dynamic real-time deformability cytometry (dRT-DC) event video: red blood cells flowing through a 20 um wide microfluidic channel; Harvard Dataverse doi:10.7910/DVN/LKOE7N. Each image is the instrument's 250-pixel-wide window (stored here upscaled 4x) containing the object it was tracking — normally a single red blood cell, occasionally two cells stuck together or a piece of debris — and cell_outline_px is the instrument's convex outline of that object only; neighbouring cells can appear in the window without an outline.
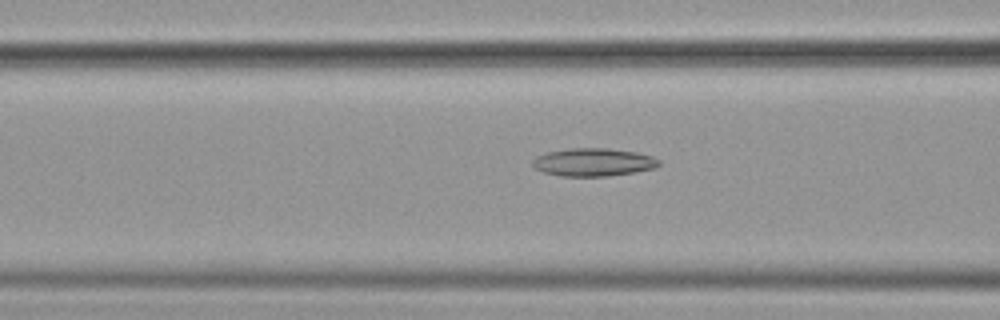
{"species": "common noctule bat (a hibernating species)", "species_latin": "Nyctalus noctula", "temperature_condition": "cold", "stored_images_in_passage": 56, "camera_frame_rate_fps": 3000, "um_per_image_px": 0.085, "animal": {"sex": "female", "body_mass_g": 19.9}, "frame": {"image": 1, "passage_image": 23, "time_ms": 7.333, "image_size_px": [1000, 320], "cell_outline_px": [[660, 164], [656, 168], [608, 176], [560, 176], [544, 172], [536, 168], [532, 164], [532, 160], [536, 156], [548, 152], [568, 148], [608, 148], [636, 152], [652, 156], [660, 160]], "centroid_in_image_um": [50.44, 13.78], "position_along_channel_um": 116.2, "area_um2": 20.58}}
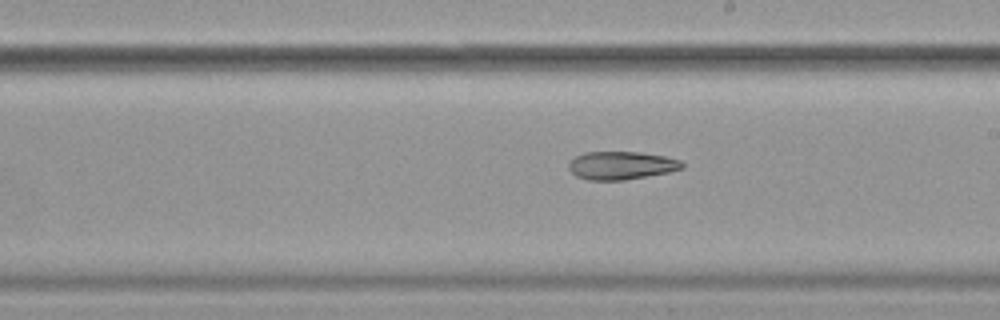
{"frame": {"image": 2, "passage_image": 33, "time_ms": 10.667, "image_size_px": [1000, 320], "cell_outline_px": [[684, 168], [668, 172], [624, 180], [588, 180], [576, 176], [568, 168], [568, 160], [584, 152], [640, 152], [664, 156], [680, 160], [684, 164]], "centroid_in_image_um": [52.78, 14.06], "position_along_channel_um": 236.2, "area_um2": 18.61}}
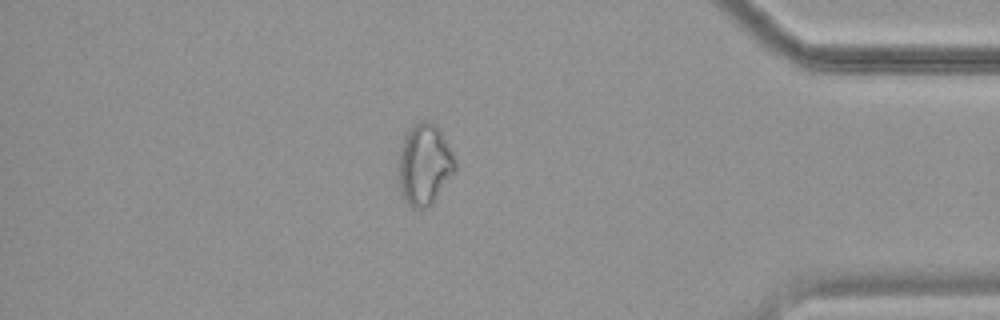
{"frame": {"image": 3, "passage_image": 49, "time_ms": 16.0, "image_size_px": [1000, 320], "cell_outline_px": [[456, 172], [432, 204], [428, 208], [412, 208], [404, 200], [400, 192], [396, 172], [396, 160], [404, 136], [420, 120], [428, 120], [436, 124], [440, 128], [452, 152], [456, 164]], "centroid_in_image_um": [36.05, 14.0], "position_along_channel_um": 399.1, "area_um2": 27.63}}